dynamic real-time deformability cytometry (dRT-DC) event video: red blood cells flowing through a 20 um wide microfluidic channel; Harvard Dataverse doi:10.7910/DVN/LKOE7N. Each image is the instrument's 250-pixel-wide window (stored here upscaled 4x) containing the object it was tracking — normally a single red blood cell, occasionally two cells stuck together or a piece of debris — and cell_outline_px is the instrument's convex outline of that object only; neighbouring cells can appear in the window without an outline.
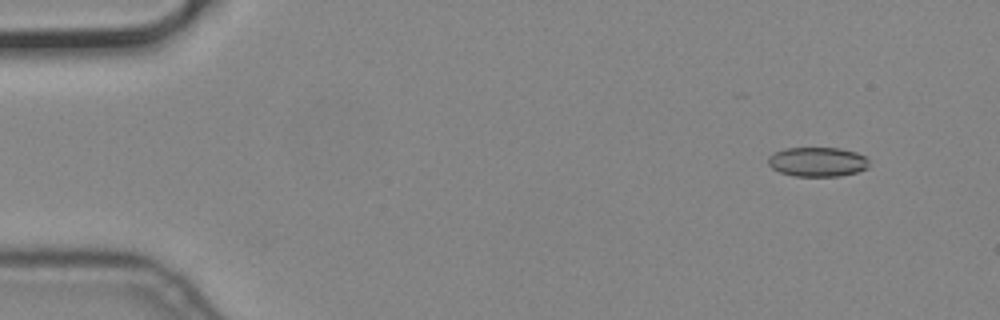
{"species": "common noctule bat (a hibernating species)", "species_latin": "Nyctalus noctula", "temperature_condition": "cold", "stored_images_in_passage": 4, "camera_frame_rate_fps": 3000, "um_per_image_px": 0.085, "animal": {"sex": "male", "body_mass_g": 19.2, "forearm_length_mm": 51.8}, "frame": {"image": 1, "passage_image": 1, "time_ms": 0.0, "image_size_px": [1000, 320], "cell_outline_px": [[868, 168], [856, 172], [840, 176], [796, 176], [780, 172], [772, 168], [768, 164], [768, 156], [784, 148], [840, 148], [856, 152], [864, 156], [868, 160]], "centroid_in_image_um": [69.48, 13.75], "position_along_channel_um": 15.5, "area_um2": 17.28}}